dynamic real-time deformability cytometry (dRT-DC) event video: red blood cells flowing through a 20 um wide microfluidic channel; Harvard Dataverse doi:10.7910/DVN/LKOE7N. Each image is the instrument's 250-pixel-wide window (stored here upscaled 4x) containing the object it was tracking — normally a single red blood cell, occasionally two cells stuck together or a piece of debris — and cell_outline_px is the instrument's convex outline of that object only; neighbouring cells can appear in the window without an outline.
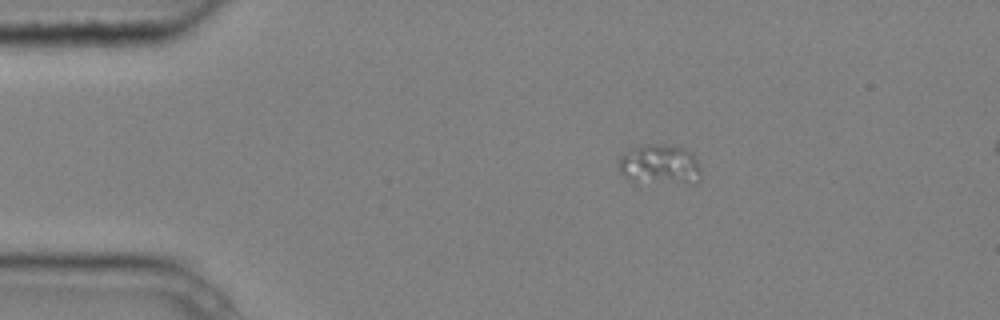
{"species": "common noctule bat (a hibernating species)", "species_latin": "Nyctalus noctula", "temperature_condition": "cold", "stored_images_in_passage": 4, "camera_frame_rate_fps": 3000, "um_per_image_px": 0.085, "animal": {"sex": "male", "body_mass_g": 20.4}, "frame": {"image": 1, "passage_image": 2, "time_ms": 0.333, "image_size_px": [1000, 320], "cell_outline_px": [[700, 176], [692, 184], [628, 180], [620, 172], [620, 156], [628, 148], [644, 144], [664, 144], [688, 148], [692, 152], [700, 168]], "centroid_in_image_um": [56.08, 13.95], "position_along_channel_um": 28.9, "area_um2": 19.36}}